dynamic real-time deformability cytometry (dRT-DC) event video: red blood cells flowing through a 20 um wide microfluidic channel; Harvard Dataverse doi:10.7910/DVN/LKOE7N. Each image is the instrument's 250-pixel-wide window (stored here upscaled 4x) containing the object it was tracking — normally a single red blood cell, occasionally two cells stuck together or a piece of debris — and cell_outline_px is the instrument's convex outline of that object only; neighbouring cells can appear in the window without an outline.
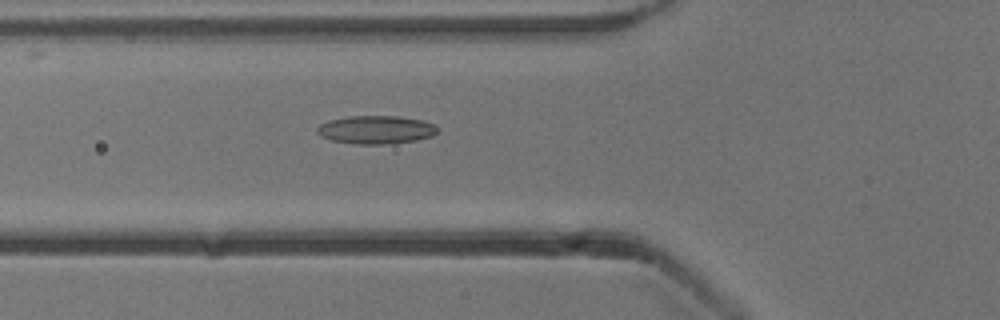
{"species": "common noctule bat (a hibernating species)", "species_latin": "Nyctalus noctula", "temperature_condition": "cold", "stored_images_in_passage": 35, "camera_frame_rate_fps": 3000, "um_per_image_px": 0.085, "animal": {"sex": "male", "body_mass_g": 13.3}, "frame": {"image": 1, "passage_image": 9, "time_ms": 2.667, "image_size_px": [1000, 320], "cell_outline_px": [[436, 132], [432, 136], [416, 140], [392, 144], [356, 144], [332, 140], [320, 136], [316, 132], [316, 128], [320, 124], [328, 120], [348, 116], [396, 116], [420, 120], [432, 124], [436, 128]], "centroid_in_image_um": [31.9, 11.03], "position_along_channel_um": 93.9, "area_um2": 19.71}}
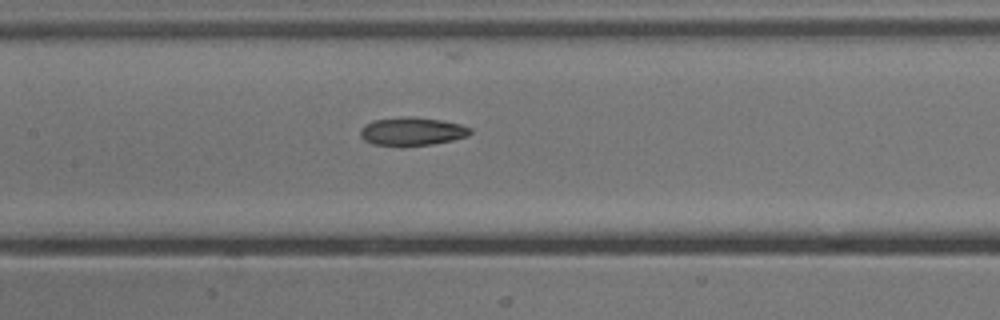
{"frame": {"image": 2, "passage_image": 15, "time_ms": 4.667, "image_size_px": [1000, 320], "cell_outline_px": [[472, 132], [468, 136], [452, 140], [432, 144], [400, 148], [372, 144], [364, 140], [360, 136], [360, 128], [364, 124], [372, 120], [400, 116], [416, 116], [440, 120], [460, 124], [472, 128]], "centroid_in_image_um": [34.97, 11.18], "position_along_channel_um": 172.4, "area_um2": 18.84}}
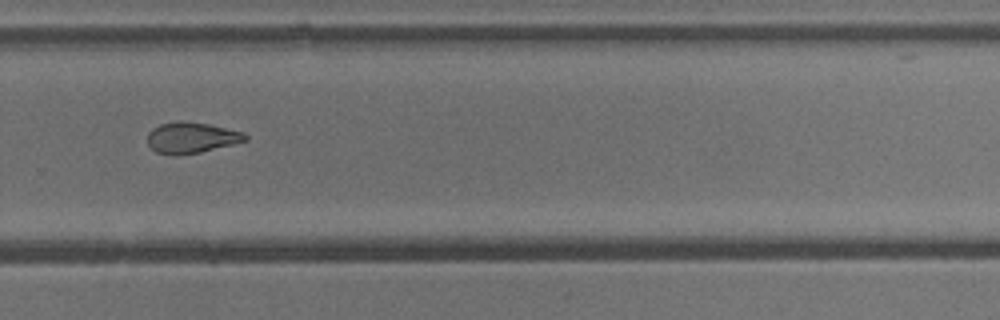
{"frame": {"image": 3, "passage_image": 26, "time_ms": 8.333, "image_size_px": [1000, 320], "cell_outline_px": [[248, 140], [200, 152], [176, 156], [156, 152], [148, 144], [148, 132], [152, 128], [160, 124], [180, 120], [208, 124], [244, 132], [248, 136]], "centroid_in_image_um": [16.25, 11.7], "position_along_channel_um": 313.5, "area_um2": 17.63}, "authors_computed_cell_mechanics": {"area_um2": 18.0336, "velocity_mm_per_s": 3.8623, "shape_relaxation_time_tau1_ms": null, "shape_relaxation_time_tau2_ms": 4.5168, "deformation_change_tau1": null, "deformation_change_tau2": 0.1229}}